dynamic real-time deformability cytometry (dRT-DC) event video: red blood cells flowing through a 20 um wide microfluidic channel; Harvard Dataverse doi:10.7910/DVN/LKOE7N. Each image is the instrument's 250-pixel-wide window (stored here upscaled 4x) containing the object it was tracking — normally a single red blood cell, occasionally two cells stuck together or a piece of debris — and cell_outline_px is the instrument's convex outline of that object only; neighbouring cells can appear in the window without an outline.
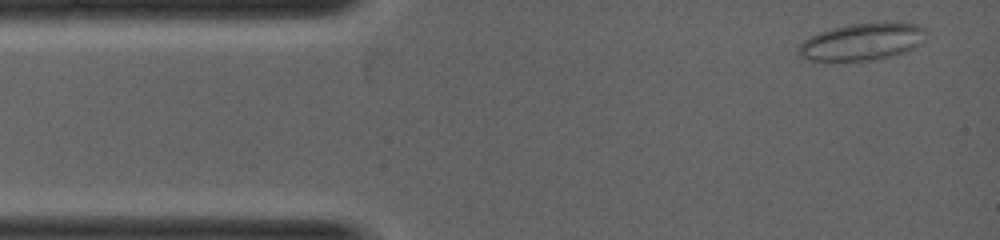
{"species": "common noctule bat (a hibernating species)", "species_latin": "Nyctalus noctula", "temperature_condition": "warm", "stored_images_in_passage": 32, "camera_frame_rate_fps": 5000, "um_per_image_px": 0.085, "animal": {"sex": "female", "body_mass_g": 19.0, "forearm_length_mm": 53.3}, "frame": {"image": 1, "passage_image": 2, "time_ms": 0.2, "image_size_px": [1000, 240], "cell_outline_px": [[924, 40], [920, 44], [904, 52], [888, 56], [868, 60], [804, 60], [796, 52], [800, 44], [804, 40], [820, 32], [832, 28], [848, 24], [920, 24], [924, 28]], "centroid_in_image_um": [73.22, 3.56], "position_along_channel_um": 11.8, "area_um2": 26.76}}
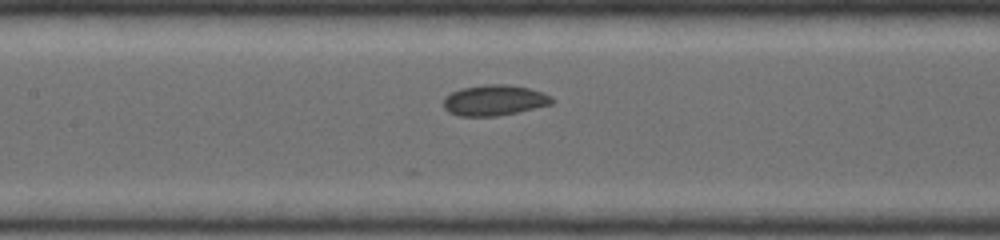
{"frame": {"image": 2, "passage_image": 15, "time_ms": 2.8, "image_size_px": [1000, 240], "cell_outline_px": [[552, 104], [516, 112], [496, 116], [460, 116], [448, 112], [444, 108], [444, 100], [452, 92], [460, 88], [484, 84], [508, 84], [528, 88], [544, 92], [552, 96]], "centroid_in_image_um": [42.02, 8.51], "position_along_channel_um": 165.4, "area_um2": 19.31}}
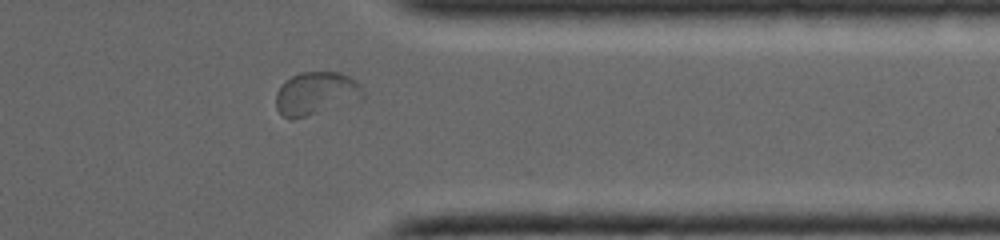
{"frame": {"image": 3, "passage_image": 28, "time_ms": 5.4, "image_size_px": [1000, 240], "cell_outline_px": [[364, 96], [360, 100], [292, 120], [288, 120], [276, 108], [276, 92], [292, 76], [300, 72], [340, 72], [356, 80]], "centroid_in_image_um": [26.85, 7.95], "position_along_channel_um": 384.5, "area_um2": 21.56}}